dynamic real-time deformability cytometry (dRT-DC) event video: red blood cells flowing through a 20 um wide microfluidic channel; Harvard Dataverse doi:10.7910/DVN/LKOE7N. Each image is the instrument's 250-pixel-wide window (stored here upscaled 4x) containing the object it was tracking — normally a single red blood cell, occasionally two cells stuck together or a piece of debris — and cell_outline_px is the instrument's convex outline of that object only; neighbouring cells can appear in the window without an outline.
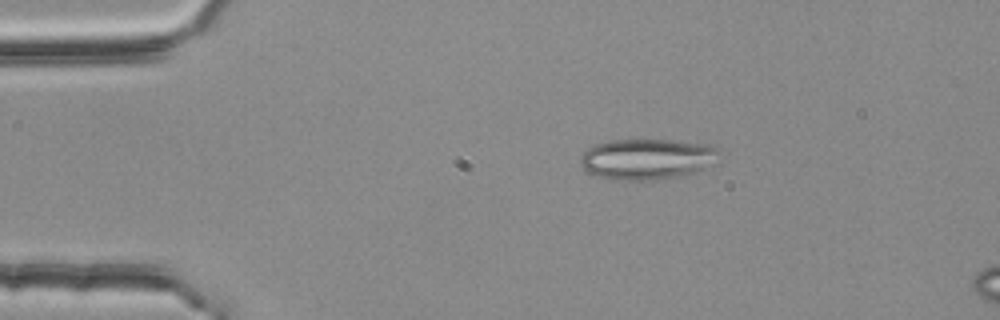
{"species": "common noctule bat (a hibernating species)", "species_latin": "Nyctalus noctula", "temperature_condition": "room temperature", "stored_images_in_passage": 2, "segment_of_instrument_passage": [1, 2], "camera_frame_rate_fps": 3000, "um_per_image_px": 0.085, "animal": {"sex": "female", "body_mass_g": 25.1}, "frame": {"image": 1, "passage_image": 1, "time_ms": 0.0, "image_size_px": [1000, 320], "cell_outline_px": [[720, 152], [716, 164], [696, 172], [656, 180], [616, 180], [596, 176], [588, 172], [580, 164], [580, 156], [588, 148], [596, 144], [612, 140], [672, 140], [712, 144], [720, 148]], "centroid_in_image_um": [55.06, 13.51], "position_along_channel_um": 29.9, "area_um2": 33.41}}